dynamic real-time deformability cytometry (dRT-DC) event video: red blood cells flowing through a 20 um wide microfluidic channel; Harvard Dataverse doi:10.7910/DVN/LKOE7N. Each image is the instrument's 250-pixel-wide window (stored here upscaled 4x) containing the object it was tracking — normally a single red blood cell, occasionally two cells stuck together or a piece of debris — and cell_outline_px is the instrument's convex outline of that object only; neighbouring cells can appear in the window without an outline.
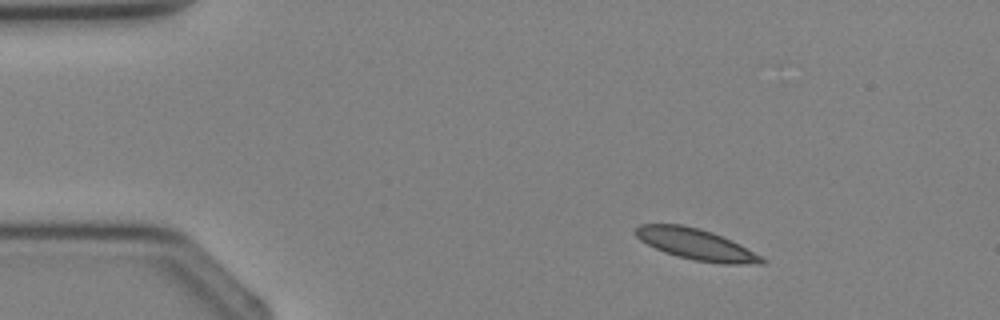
{"species": "Egyptian fruit bat (a non-hibernating species)", "species_latin": "Rousettus aegyptiacus", "temperature_condition": "cold", "stored_images_in_passage": 3, "camera_frame_rate_fps": 3000, "um_per_image_px": 0.085, "animal": {"sex": "female"}, "frame": {"image": 1, "passage_image": 1, "time_ms": 0.0, "image_size_px": [1000, 320], "cell_outline_px": [[768, 260], [764, 264], [724, 264], [696, 260], [676, 256], [664, 252], [640, 240], [636, 236], [636, 228], [640, 224], [680, 224], [700, 228], [712, 232]], "centroid_in_image_um": [59.13, 20.77], "position_along_channel_um": 25.9, "area_um2": 22.31}}